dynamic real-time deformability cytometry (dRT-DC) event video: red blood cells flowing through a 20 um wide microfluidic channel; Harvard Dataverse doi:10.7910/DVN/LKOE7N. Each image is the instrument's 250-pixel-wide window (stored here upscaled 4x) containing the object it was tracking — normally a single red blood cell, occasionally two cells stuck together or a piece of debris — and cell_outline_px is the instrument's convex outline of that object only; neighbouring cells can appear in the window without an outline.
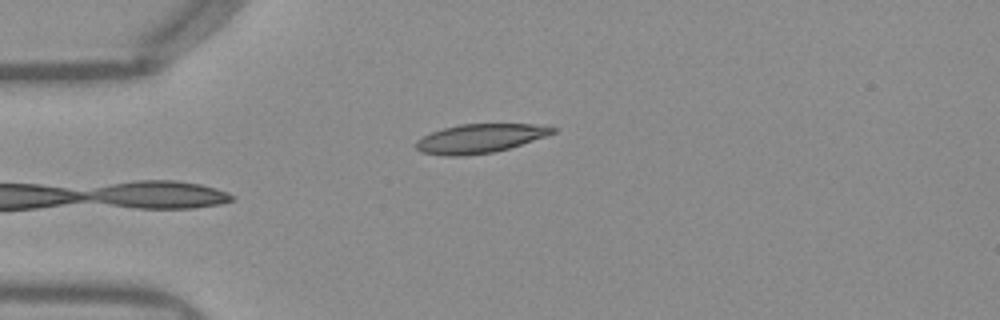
{"species": "Egyptian fruit bat (a non-hibernating species)", "species_latin": "Rousettus aegyptiacus", "temperature_condition": "warm", "stored_images_in_passage": 35, "camera_frame_rate_fps": 3000, "um_per_image_px": 0.085, "frame": {"image": 1, "passage_image": 1, "time_ms": 0.0, "image_size_px": [1000, 320], "cell_outline_px": [[556, 132], [508, 148], [492, 152], [464, 156], [444, 156], [420, 152], [416, 148], [416, 140], [432, 132], [444, 128], [460, 124], [532, 124], [556, 128]], "centroid_in_image_um": [40.73, 11.77], "position_along_channel_um": 44.3, "area_um2": 22.72}}
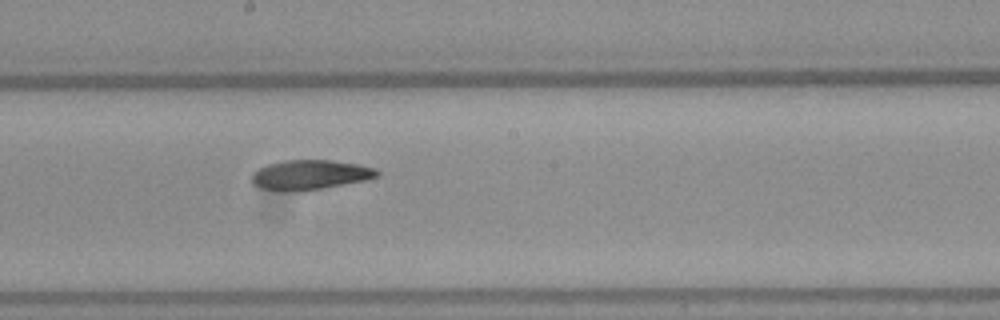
{"frame": {"image": 2, "passage_image": 16, "time_ms": 5.0, "image_size_px": [1000, 320], "cell_outline_px": [[380, 176], [368, 180], [300, 192], [292, 192], [260, 188], [252, 184], [252, 172], [256, 168], [268, 164], [284, 160], [332, 160], [360, 164], [376, 168], [380, 172]], "centroid_in_image_um": [26.37, 14.86], "position_along_channel_um": 221.8, "area_um2": 22.2}}
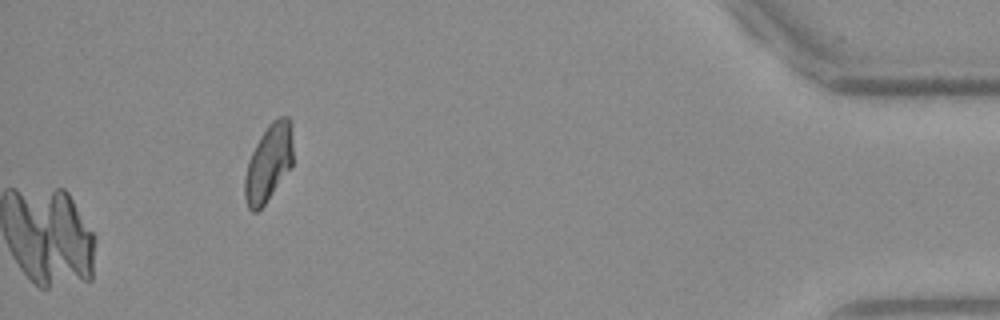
{"frame": {"image": 3, "passage_image": 35, "time_ms": 11.333, "image_size_px": [1000, 320], "cell_outline_px": [[292, 168], [264, 204], [256, 212], [252, 212], [248, 208], [244, 196], [244, 176], [248, 160], [260, 136], [268, 124], [272, 120], [280, 116], [288, 116], [292, 120]], "centroid_in_image_um": [22.84, 13.82], "position_along_channel_um": 412.4, "area_um2": 22.02}, "authors_computed_cell_mechanics": {"area_um2": 22.7154, "velocity_mm_per_s": 3.9666, "shape_relaxation_time_tau1_ms": null, "shape_relaxation_time_tau2_ms": 5.8539, "deformation_change_tau1": null, "deformation_change_tau2": 0.1358}}